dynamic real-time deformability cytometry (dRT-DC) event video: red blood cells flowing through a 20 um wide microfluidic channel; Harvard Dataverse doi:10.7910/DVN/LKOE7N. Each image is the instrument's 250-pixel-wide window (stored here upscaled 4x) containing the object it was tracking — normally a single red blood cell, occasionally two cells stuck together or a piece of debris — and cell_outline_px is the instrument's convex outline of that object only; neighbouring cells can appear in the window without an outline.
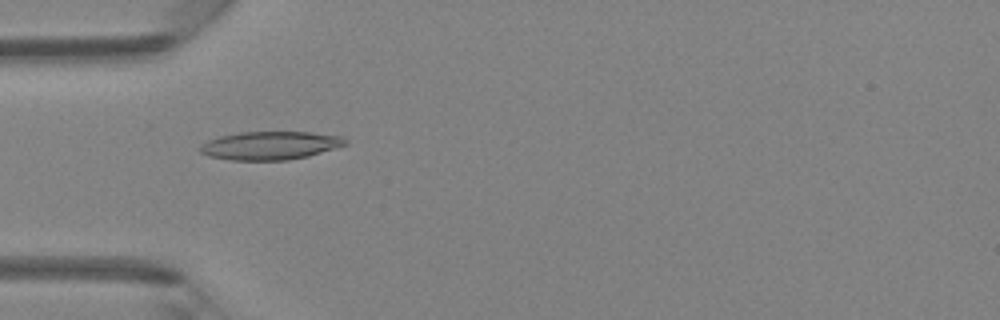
{"species": "Egyptian fruit bat (a non-hibernating species)", "species_latin": "Rousettus aegyptiacus", "temperature_condition": "room temperature", "stored_images_in_passage": 42, "camera_frame_rate_fps": 3000, "um_per_image_px": 0.085, "animal": {"sex": "female"}, "frame": {"image": 1, "passage_image": 10, "time_ms": 3.0, "image_size_px": [1000, 320], "cell_outline_px": [[348, 144], [336, 148], [308, 156], [288, 160], [232, 160], [208, 156], [200, 152], [196, 148], [200, 144], [208, 140], [220, 136], [240, 132], [312, 132], [340, 136], [348, 140]], "centroid_in_image_um": [22.94, 12.37], "position_along_channel_um": 62.1, "area_um2": 24.1}}
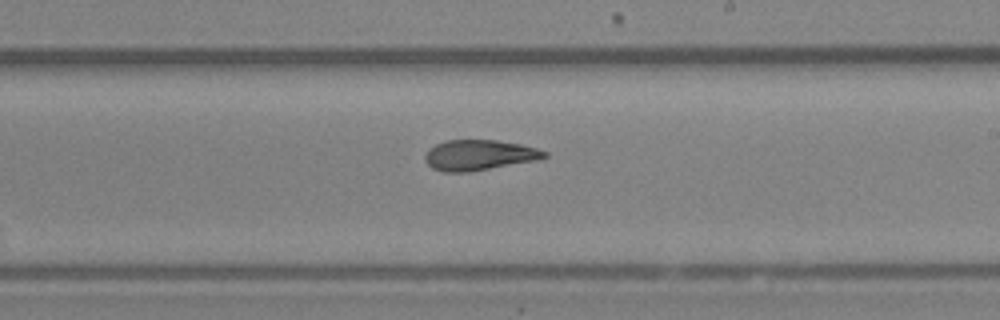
{"frame": {"image": 2, "passage_image": 23, "time_ms": 7.333, "image_size_px": [1000, 320], "cell_outline_px": [[548, 156], [540, 160], [468, 172], [444, 172], [432, 168], [424, 160], [424, 156], [428, 148], [444, 140], [496, 140], [520, 144], [536, 148], [548, 152]], "centroid_in_image_um": [40.72, 13.18], "position_along_channel_um": 248.3, "area_um2": 21.39}}
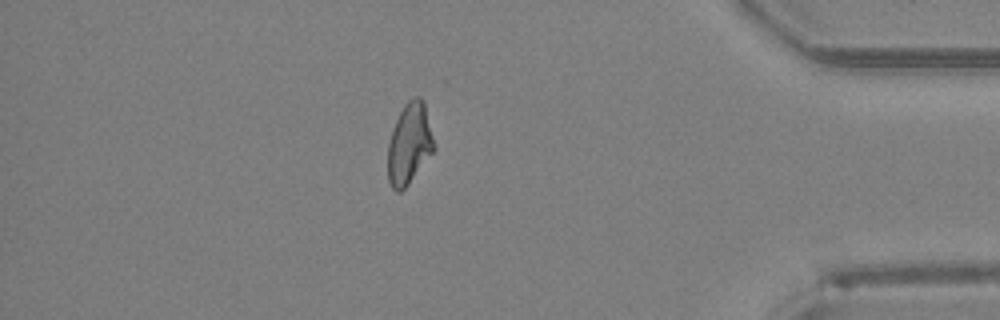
{"frame": {"image": 3, "passage_image": 36, "time_ms": 11.667, "image_size_px": [1000, 320], "cell_outline_px": [[436, 148], [408, 184], [400, 192], [396, 192], [392, 188], [388, 180], [388, 144], [392, 128], [404, 104], [412, 96], [420, 96], [424, 100]], "centroid_in_image_um": [34.8, 12.19], "position_along_channel_um": 400.4, "area_um2": 21.91}, "authors_computed_cell_mechanics": {"area_um2": 21.9929, "velocity_mm_per_s": 4.347, "shape_relaxation_time_tau1_ms": null, "shape_relaxation_time_tau2_ms": 3.1231, "deformation_change_tau1": null, "deformation_change_tau2": 0.1048}}